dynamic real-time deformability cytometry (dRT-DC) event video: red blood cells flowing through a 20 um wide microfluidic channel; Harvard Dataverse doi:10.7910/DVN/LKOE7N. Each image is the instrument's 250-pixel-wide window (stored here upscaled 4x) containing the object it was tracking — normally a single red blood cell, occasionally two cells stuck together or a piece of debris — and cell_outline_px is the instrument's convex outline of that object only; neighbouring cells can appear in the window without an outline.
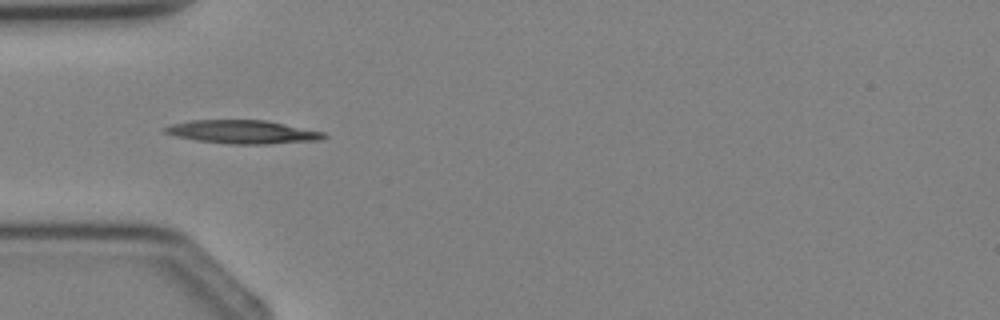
{"species": "Egyptian fruit bat (a non-hibernating species)", "species_latin": "Rousettus aegyptiacus", "temperature_condition": "cold", "stored_images_in_passage": 2, "camera_frame_rate_fps": 3000, "um_per_image_px": 0.085, "animal": {"sex": "female"}, "frame": {"image": 1, "passage_image": 1, "time_ms": 0.0, "image_size_px": [1000, 320], "cell_outline_px": [[328, 136], [320, 140], [268, 144], [232, 144], [196, 140], [176, 136], [164, 132], [160, 128], [172, 124], [188, 120], [268, 120], [324, 132]], "centroid_in_image_um": [20.62, 11.2], "position_along_channel_um": 64.4, "area_um2": 21.79}}
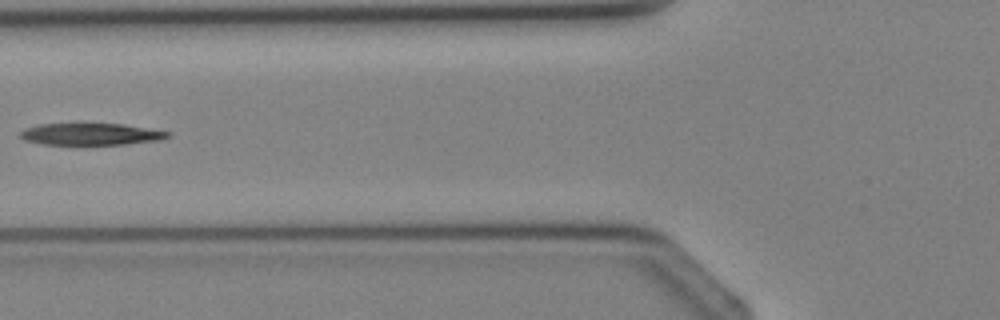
{"frame": {"image": 2, "passage_image": 2, "time_ms": 1.0, "image_size_px": [1000, 320], "cell_outline_px": [[172, 136], [160, 140], [124, 144], [44, 144], [24, 140], [20, 136], [20, 132], [28, 128], [40, 124], [124, 124], [172, 132]], "centroid_in_image_um": [7.8, 11.4], "position_along_channel_um": 118.0, "area_um2": 18.55}}